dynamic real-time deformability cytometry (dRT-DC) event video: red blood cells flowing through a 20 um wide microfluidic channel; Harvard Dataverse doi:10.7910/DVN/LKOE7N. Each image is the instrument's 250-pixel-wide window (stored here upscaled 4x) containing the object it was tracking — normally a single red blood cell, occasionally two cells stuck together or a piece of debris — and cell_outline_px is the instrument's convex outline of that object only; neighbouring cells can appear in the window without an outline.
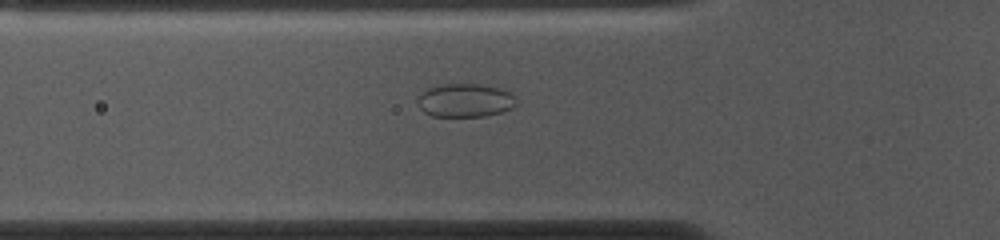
{"species": "common noctule bat (a hibernating species)", "species_latin": "Nyctalus noctula", "temperature_condition": "cold", "stored_images_in_passage": 53, "camera_frame_rate_fps": 3000, "um_per_image_px": 0.085, "animal": {"sex": "female", "body_mass_g": 10.0, "forearm_length_mm": 53.1}, "frame": {"image": 1, "passage_image": 17, "time_ms": 5.333, "image_size_px": [1000, 240], "cell_outline_px": [[516, 104], [512, 108], [500, 112], [484, 116], [432, 116], [424, 112], [420, 108], [416, 100], [428, 88], [444, 84], [480, 84], [500, 88], [508, 92], [516, 100]], "centroid_in_image_um": [39.52, 8.53], "position_along_channel_um": 86.3, "area_um2": 19.02}}
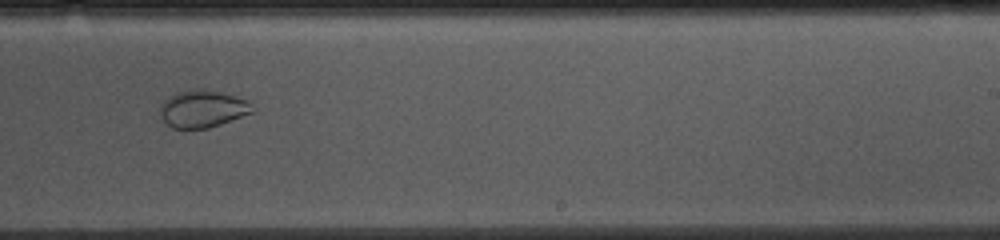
{"frame": {"image": 2, "passage_image": 32, "time_ms": 10.333, "image_size_px": [1000, 240], "cell_outline_px": [[256, 112], [208, 128], [172, 128], [160, 116], [160, 104], [168, 96], [176, 92], [192, 88], [208, 88], [236, 96], [248, 100], [256, 108]], "centroid_in_image_um": [17.26, 9.22], "position_along_channel_um": 271.7, "area_um2": 20.58}}
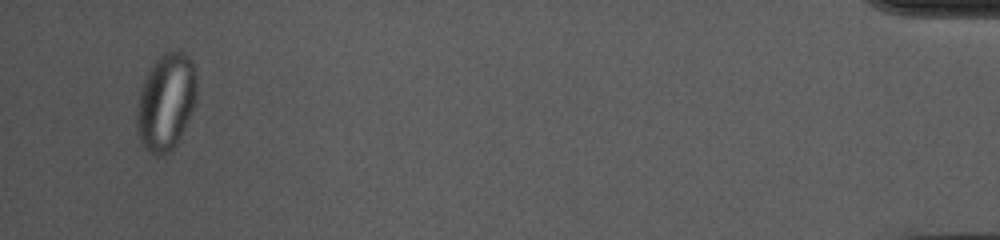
{"frame": {"image": 3, "passage_image": 51, "time_ms": 16.667, "image_size_px": [1000, 240], "cell_outline_px": [[196, 92], [192, 112], [176, 144], [168, 152], [160, 156], [148, 152], [140, 144], [136, 124], [136, 112], [140, 88], [148, 72], [156, 60], [164, 52], [184, 52], [192, 60], [196, 76]], "centroid_in_image_um": [14.09, 8.68], "position_along_channel_um": 421.1, "area_um2": 33.7}, "authors_computed_cell_mechanics": {"area_um2": 26.299, "velocity_mm_per_s": 3.7023, "shape_relaxation_time_tau1_ms": null, "shape_relaxation_time_tau2_ms": 1.3448, "deformation_change_tau1": null, "deformation_change_tau2": 0.039}}